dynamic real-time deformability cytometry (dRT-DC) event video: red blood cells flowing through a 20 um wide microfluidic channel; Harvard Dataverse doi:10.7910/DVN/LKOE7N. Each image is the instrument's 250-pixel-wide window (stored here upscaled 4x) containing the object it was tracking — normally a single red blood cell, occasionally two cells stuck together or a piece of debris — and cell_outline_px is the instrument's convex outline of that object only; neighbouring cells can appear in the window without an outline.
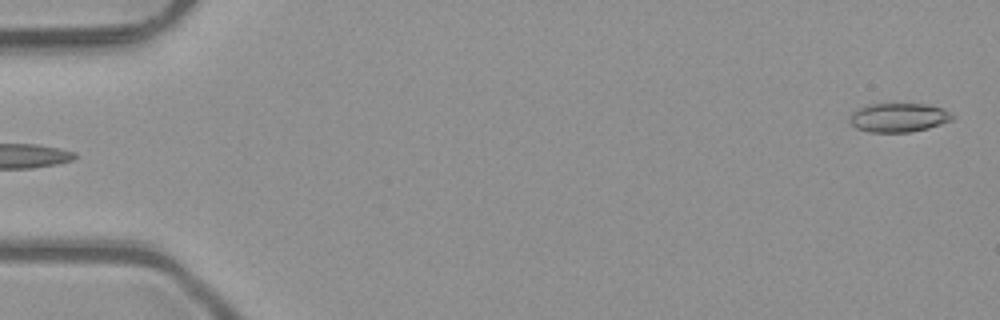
{"species": "common noctule bat (a hibernating species)", "species_latin": "Nyctalus noctula", "temperature_condition": "room temperature", "stored_images_in_passage": 6, "camera_frame_rate_fps": 3000, "um_per_image_px": 0.085, "animal": {"sex": "male", "body_mass_g": 23.1, "forearm_length_mm": 52.7}, "frame": {"image": 1, "passage_image": 6, "time_ms": 1.667, "image_size_px": [1000, 320], "cell_outline_px": [[956, 116], [952, 120], [928, 128], [908, 132], [868, 132], [856, 128], [848, 120], [856, 108], [868, 104], [928, 104], [944, 108]], "centroid_in_image_um": [76.39, 9.98], "position_along_channel_um": 8.6, "area_um2": 17.46}}